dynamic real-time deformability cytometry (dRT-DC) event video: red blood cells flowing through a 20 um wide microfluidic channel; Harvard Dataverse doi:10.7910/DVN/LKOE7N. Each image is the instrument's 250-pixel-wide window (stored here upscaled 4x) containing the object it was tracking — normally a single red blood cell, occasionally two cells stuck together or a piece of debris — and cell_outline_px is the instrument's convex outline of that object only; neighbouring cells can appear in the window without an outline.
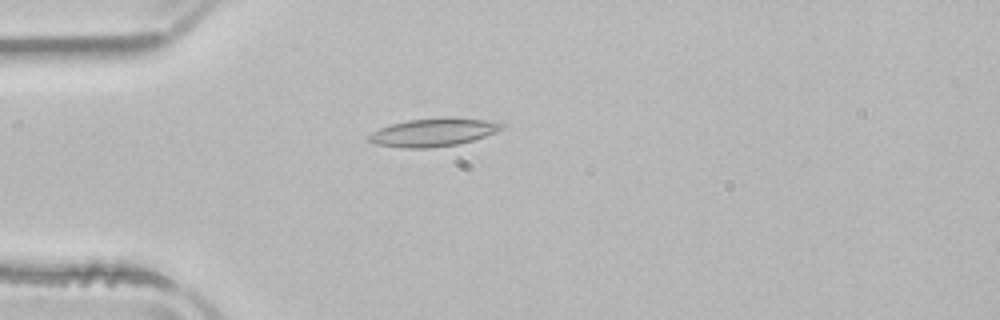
{"species": "common noctule bat (a hibernating species)", "species_latin": "Nyctalus noctula", "temperature_condition": "room temperature", "stored_images_in_passage": 49, "camera_frame_rate_fps": 3000, "um_per_image_px": 0.085, "animal": {"sex": "male", "body_mass_g": 21.5, "forearm_length_mm": 52.0}, "frame": {"image": 1, "passage_image": 11, "time_ms": 3.333, "image_size_px": [1000, 320], "cell_outline_px": [[504, 128], [496, 132], [472, 140], [456, 144], [432, 148], [400, 148], [376, 144], [368, 140], [368, 136], [372, 132], [380, 128], [392, 124], [408, 120], [444, 116], [452, 116], [488, 120], [504, 124]], "centroid_in_image_um": [36.84, 11.23], "position_along_channel_um": 48.2, "area_um2": 21.96}}
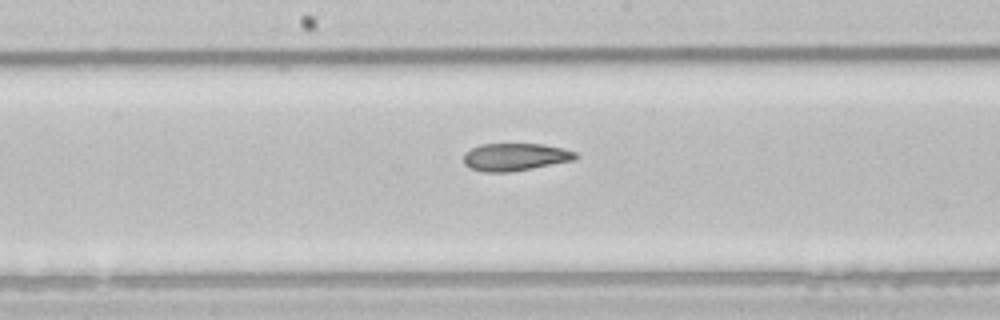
{"frame": {"image": 2, "passage_image": 24, "time_ms": 7.667, "image_size_px": [1000, 320], "cell_outline_px": [[580, 156], [576, 160], [532, 168], [508, 172], [484, 172], [472, 168], [464, 164], [464, 152], [480, 144], [544, 144], [564, 148], [576, 152]], "centroid_in_image_um": [43.83, 13.33], "position_along_channel_um": 204.4, "area_um2": 18.09}}
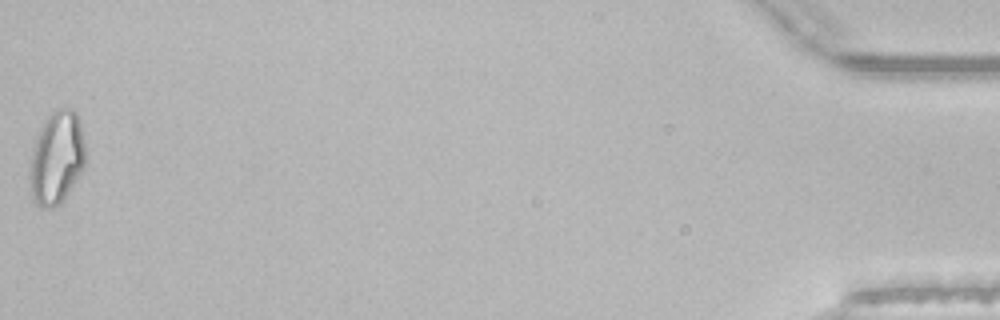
{"frame": {"image": 3, "passage_image": 49, "time_ms": 16.0, "image_size_px": [1000, 320], "cell_outline_px": [[84, 168], [64, 200], [60, 204], [52, 208], [40, 208], [36, 204], [32, 196], [28, 180], [28, 176], [32, 148], [40, 128], [48, 116], [52, 112], [60, 108], [72, 108], [76, 112], [80, 124], [84, 140]], "centroid_in_image_um": [4.79, 13.46], "position_along_channel_um": 430.4, "area_um2": 30.4}, "authors_computed_cell_mechanics": {"area_um2": 20.2878, "velocity_mm_per_s": 3.9108, "shape_relaxation_time_tau1_ms": null, "shape_relaxation_time_tau2_ms": 3.6861, "deformation_change_tau1": null, "deformation_change_tau2": 0.1255}}